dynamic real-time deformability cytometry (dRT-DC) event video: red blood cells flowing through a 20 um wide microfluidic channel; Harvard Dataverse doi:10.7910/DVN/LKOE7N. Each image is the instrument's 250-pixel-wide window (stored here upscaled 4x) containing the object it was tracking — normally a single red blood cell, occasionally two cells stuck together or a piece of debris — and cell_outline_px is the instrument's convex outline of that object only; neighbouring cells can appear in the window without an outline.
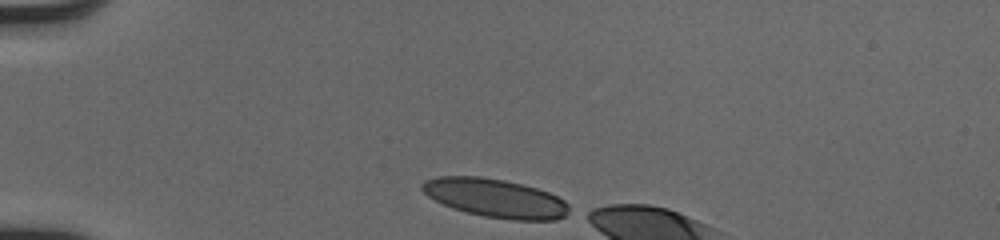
{"species": "human", "species_latin": "Homo sapiens", "temperature_condition": "cold", "stored_images_in_passage": 8, "camera_frame_rate_fps": 3000, "um_per_image_px": 0.085, "donor": {"sex": "male"}, "frame": {"image": 1, "passage_image": 1, "time_ms": 0.0, "image_size_px": [1000, 240], "cell_outline_px": [[572, 212], [556, 220], [512, 220], [484, 216], [452, 208], [428, 196], [420, 188], [420, 184], [424, 180], [436, 176], [480, 176], [504, 180], [536, 188], [548, 192], [564, 200], [568, 204]], "centroid_in_image_um": [42.11, 16.84], "position_along_channel_um": 42.9, "area_um2": 33.12}}
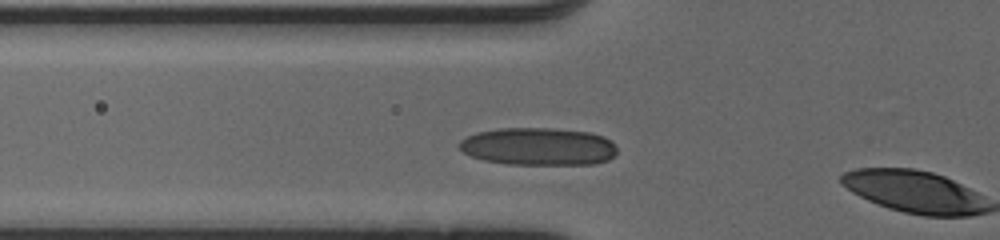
{"frame": {"image": 2, "passage_image": 7, "time_ms": 2.0, "image_size_px": [1000, 240], "cell_outline_px": [[616, 152], [608, 160], [592, 164], [508, 164], [484, 160], [472, 156], [464, 152], [460, 148], [460, 140], [476, 132], [500, 128], [552, 128], [588, 132], [604, 136], [616, 148]], "centroid_in_image_um": [45.74, 12.45], "position_along_channel_um": 80.1, "area_um2": 34.33}}